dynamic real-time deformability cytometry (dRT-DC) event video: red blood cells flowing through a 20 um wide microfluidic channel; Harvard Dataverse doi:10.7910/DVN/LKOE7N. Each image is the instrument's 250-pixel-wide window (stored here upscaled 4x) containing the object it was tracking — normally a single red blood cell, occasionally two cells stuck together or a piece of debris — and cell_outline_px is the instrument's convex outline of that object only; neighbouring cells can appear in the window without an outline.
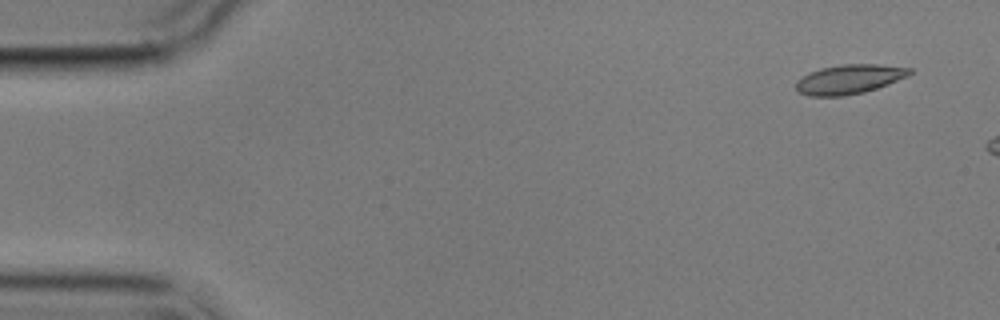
{"species": "common noctule bat (a hibernating species)", "species_latin": "Nyctalus noctula", "temperature_condition": "cold", "stored_images_in_passage": 3, "camera_frame_rate_fps": 3000, "um_per_image_px": 0.085, "animal": {"sex": "male", "body_mass_g": 17.9}, "frame": {"image": 1, "passage_image": 1, "time_ms": 0.0, "image_size_px": [1000, 320], "cell_outline_px": [[912, 72], [908, 76], [888, 84], [864, 92], [844, 96], [808, 96], [800, 92], [796, 88], [796, 80], [820, 68], [844, 64], [876, 64], [912, 68]], "centroid_in_image_um": [72.2, 6.73], "position_along_channel_um": 12.8, "area_um2": 19.31}}